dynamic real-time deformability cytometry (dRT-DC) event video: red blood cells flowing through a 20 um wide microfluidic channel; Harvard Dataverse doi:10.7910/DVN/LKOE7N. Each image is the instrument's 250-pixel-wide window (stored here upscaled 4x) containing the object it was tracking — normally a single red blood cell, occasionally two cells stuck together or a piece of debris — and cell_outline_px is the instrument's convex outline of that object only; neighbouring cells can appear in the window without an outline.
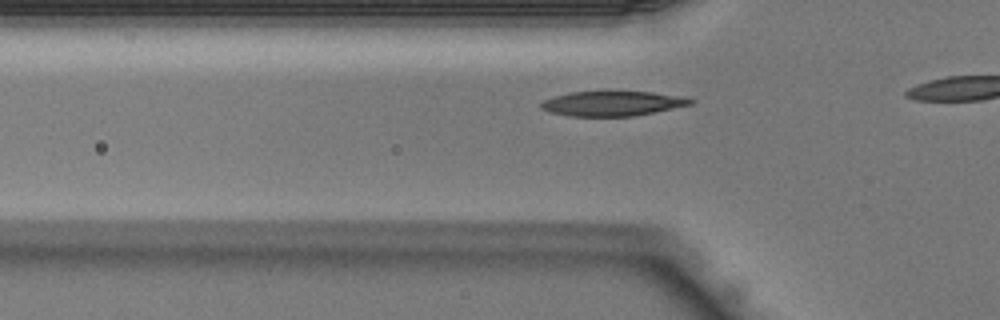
{"species": "Egyptian fruit bat (a non-hibernating species)", "species_latin": "Rousettus aegyptiacus", "temperature_condition": "warm", "stored_images_in_passage": 4, "camera_frame_rate_fps": 3000, "um_per_image_px": 0.085, "animal": {"sex": "male"}, "frame": {"image": 1, "passage_image": 2, "time_ms": 0.333, "image_size_px": [1000, 320], "cell_outline_px": [[696, 100], [692, 104], [632, 116], [568, 116], [548, 112], [540, 108], [540, 104], [544, 100], [568, 92], [652, 92], [684, 96]], "centroid_in_image_um": [52.04, 8.8], "position_along_channel_um": 73.8, "area_um2": 21.44}}